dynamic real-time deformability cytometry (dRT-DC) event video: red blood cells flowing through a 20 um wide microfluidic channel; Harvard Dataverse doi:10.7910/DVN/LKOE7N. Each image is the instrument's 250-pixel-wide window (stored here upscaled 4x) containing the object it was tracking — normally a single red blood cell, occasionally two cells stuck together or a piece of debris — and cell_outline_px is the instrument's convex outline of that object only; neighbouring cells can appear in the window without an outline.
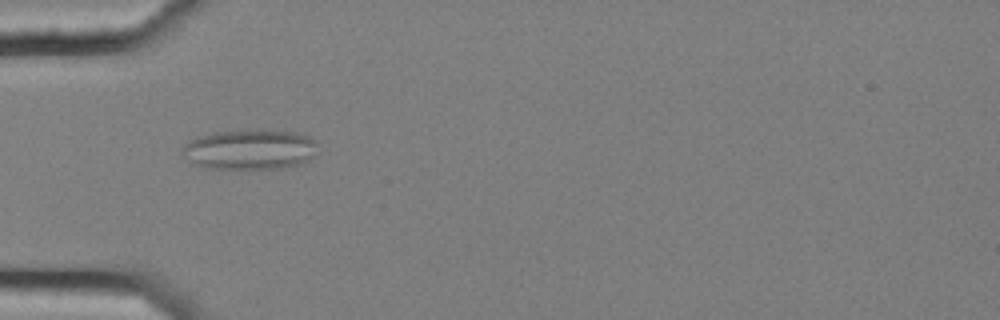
{"species": "common noctule bat (a hibernating species)", "species_latin": "Nyctalus noctula", "temperature_condition": "cold", "stored_images_in_passage": 5, "camera_frame_rate_fps": 3000, "um_per_image_px": 0.085, "animal": {"sex": "female", "body_mass_g": 25.1}, "frame": {"image": 1, "passage_image": 3, "time_ms": 0.667, "image_size_px": [1000, 320], "cell_outline_px": [[316, 144], [312, 156], [308, 160], [300, 164], [284, 168], [204, 168], [196, 164], [184, 156], [180, 152], [180, 148], [184, 144], [196, 136], [212, 132], [296, 132], [308, 136], [316, 140]], "centroid_in_image_um": [21.18, 12.73], "position_along_channel_um": 63.8, "area_um2": 30.92}}
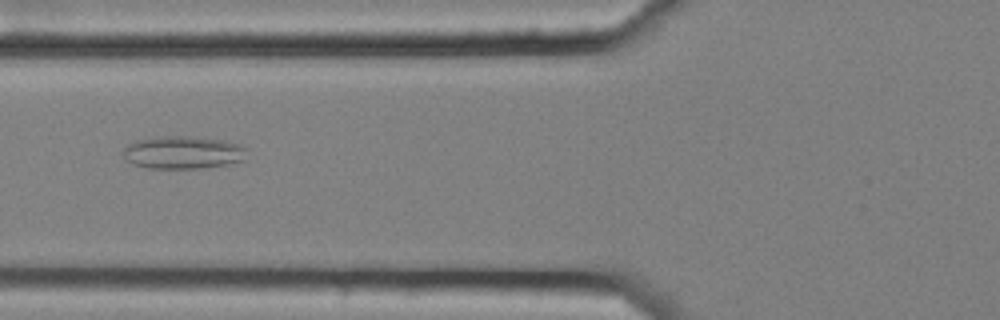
{"frame": {"image": 2, "passage_image": 4, "time_ms": 1.0, "image_size_px": [1000, 320], "cell_outline_px": [[248, 148], [244, 160], [228, 164], [204, 168], [148, 168], [132, 164], [124, 160], [124, 148], [128, 144], [136, 140], [156, 136], [192, 136], [224, 140], [240, 144]], "centroid_in_image_um": [15.56, 12.95], "position_along_channel_um": 110.2, "area_um2": 23.99}}